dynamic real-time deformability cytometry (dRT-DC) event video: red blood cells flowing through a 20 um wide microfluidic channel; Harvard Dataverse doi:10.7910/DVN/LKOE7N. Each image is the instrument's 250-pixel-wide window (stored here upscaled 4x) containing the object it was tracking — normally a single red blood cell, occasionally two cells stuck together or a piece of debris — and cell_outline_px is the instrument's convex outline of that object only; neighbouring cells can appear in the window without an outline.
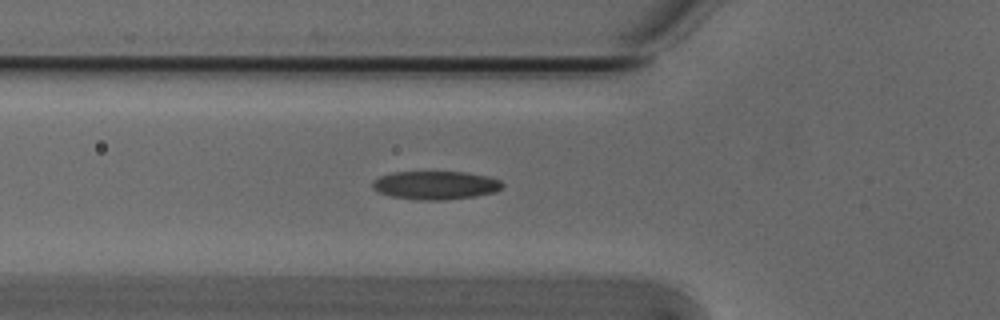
{"species": "Egyptian fruit bat (a non-hibernating species)", "species_latin": "Rousettus aegyptiacus", "temperature_condition": "cold", "stored_images_in_passage": 33, "camera_frame_rate_fps": 3000, "um_per_image_px": 0.085, "animal": {"sex": "male"}, "frame": {"image": 1, "passage_image": 2, "time_ms": 0.333, "image_size_px": [1000, 320], "cell_outline_px": [[504, 184], [496, 192], [476, 196], [444, 200], [420, 200], [392, 196], [380, 192], [372, 188], [372, 180], [380, 176], [392, 172], [468, 172], [488, 176], [500, 180]], "centroid_in_image_um": [37.03, 15.74], "position_along_channel_um": 88.8, "area_um2": 21.56}}
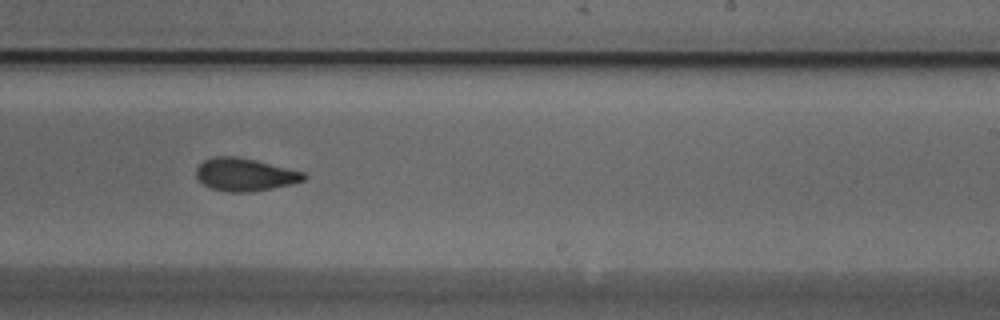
{"frame": {"image": 2, "passage_image": 16, "time_ms": 5.0, "image_size_px": [1000, 320], "cell_outline_px": [[308, 176], [304, 180], [292, 184], [272, 188], [248, 192], [228, 192], [212, 188], [204, 184], [196, 176], [196, 168], [204, 160], [212, 156], [236, 156], [256, 160], [304, 172]], "centroid_in_image_um": [20.82, 14.83], "position_along_channel_um": 268.2, "area_um2": 20.52}}
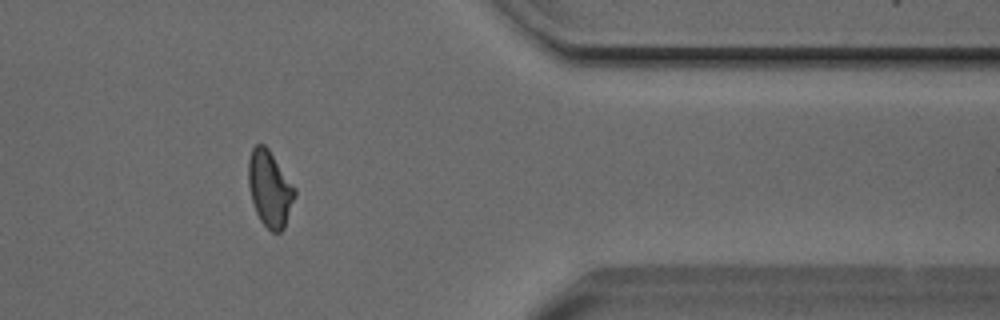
{"frame": {"image": 3, "passage_image": 27, "time_ms": 8.667, "image_size_px": [1000, 320], "cell_outline_px": [[296, 196], [284, 228], [280, 232], [272, 232], [260, 220], [256, 212], [252, 200], [248, 184], [248, 160], [252, 148], [256, 144], [264, 144], [268, 148], [296, 188]], "centroid_in_image_um": [22.94, 16.03], "position_along_channel_um": 388.5, "area_um2": 20.58}}